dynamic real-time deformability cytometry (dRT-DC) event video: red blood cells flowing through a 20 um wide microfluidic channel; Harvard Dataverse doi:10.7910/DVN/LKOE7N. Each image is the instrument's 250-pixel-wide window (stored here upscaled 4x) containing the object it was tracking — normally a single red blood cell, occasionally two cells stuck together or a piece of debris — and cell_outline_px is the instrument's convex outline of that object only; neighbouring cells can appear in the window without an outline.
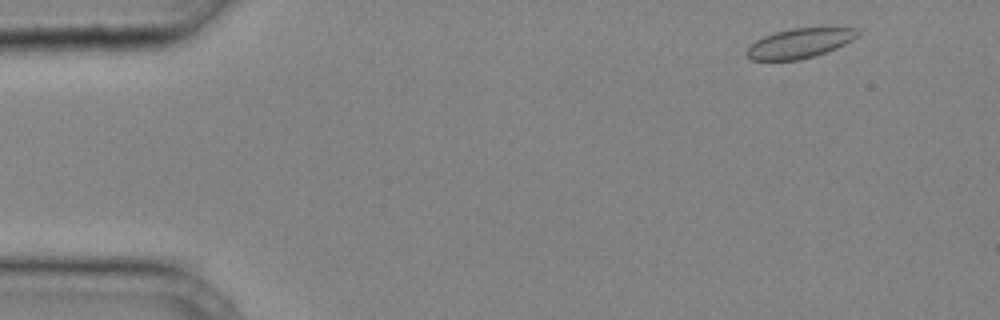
{"species": "common noctule bat (a hibernating species)", "species_latin": "Nyctalus noctula", "temperature_condition": "cold", "stored_images_in_passage": 33, "camera_frame_rate_fps": 3000, "um_per_image_px": 0.085, "animal": {"sex": "male", "body_mass_g": 20.4}, "frame": {"image": 1, "passage_image": 2, "time_ms": 0.333, "image_size_px": [1000, 320], "cell_outline_px": [[860, 32], [852, 40], [836, 48], [800, 60], [752, 60], [744, 52], [756, 40], [764, 36], [776, 32], [792, 28], [856, 28]], "centroid_in_image_um": [67.94, 3.68], "position_along_channel_um": 17.1, "area_um2": 18.84}}
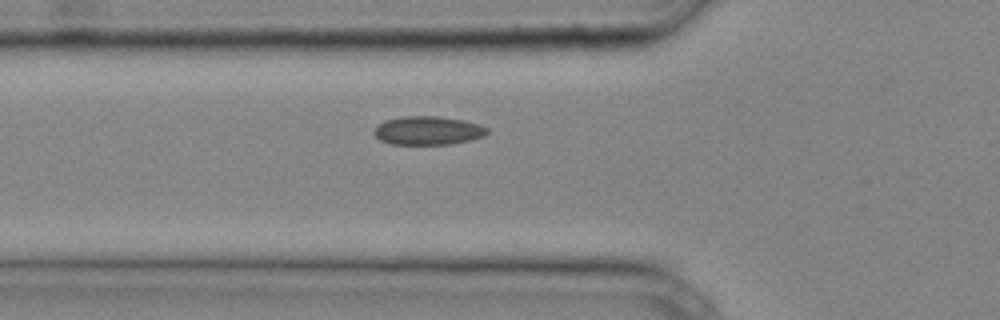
{"frame": {"image": 2, "passage_image": 12, "time_ms": 3.667, "image_size_px": [1000, 320], "cell_outline_px": [[488, 132], [484, 136], [472, 140], [452, 144], [392, 144], [380, 140], [372, 132], [384, 120], [400, 116], [436, 116], [460, 120], [476, 124], [488, 128]], "centroid_in_image_um": [36.35, 11.1], "position_along_channel_um": 89.4, "area_um2": 18.73}}
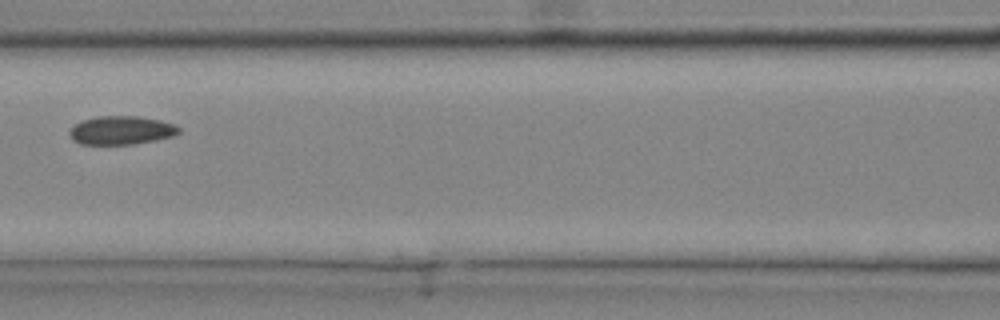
{"frame": {"image": 3, "passage_image": 16, "time_ms": 5.0, "image_size_px": [1000, 320], "cell_outline_px": [[180, 132], [172, 136], [156, 140], [132, 144], [80, 144], [72, 140], [68, 132], [76, 124], [84, 120], [96, 116], [136, 116], [160, 120], [176, 124], [180, 128]], "centroid_in_image_um": [10.32, 11.07], "position_along_channel_um": 156.3, "area_um2": 18.15}}